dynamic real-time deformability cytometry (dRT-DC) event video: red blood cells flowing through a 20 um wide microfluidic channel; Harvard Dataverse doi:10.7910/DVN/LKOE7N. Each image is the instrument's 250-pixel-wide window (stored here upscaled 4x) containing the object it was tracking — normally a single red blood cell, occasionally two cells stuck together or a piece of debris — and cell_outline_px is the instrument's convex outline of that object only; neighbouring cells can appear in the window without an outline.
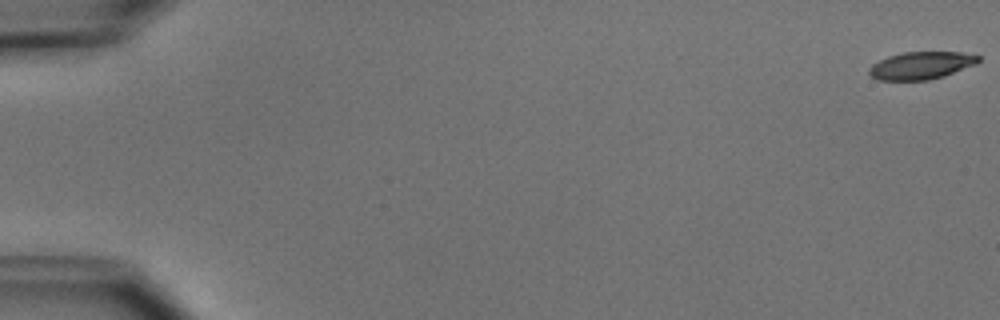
{"species": "common noctule bat (a hibernating species)", "species_latin": "Nyctalus noctula", "temperature_condition": "cold", "stored_images_in_passage": 5, "camera_frame_rate_fps": 3000, "um_per_image_px": 0.085, "animal": {"sex": "male", "body_mass_g": 15.6}, "frame": {"image": 1, "passage_image": 1, "time_ms": 0.0, "image_size_px": [1000, 320], "cell_outline_px": [[980, 60], [976, 64], [944, 76], [928, 80], [880, 80], [872, 76], [868, 72], [868, 68], [872, 64], [888, 56], [904, 52], [960, 52], [980, 56]], "centroid_in_image_um": [78.29, 5.56], "position_along_channel_um": 6.7, "area_um2": 17.46}}
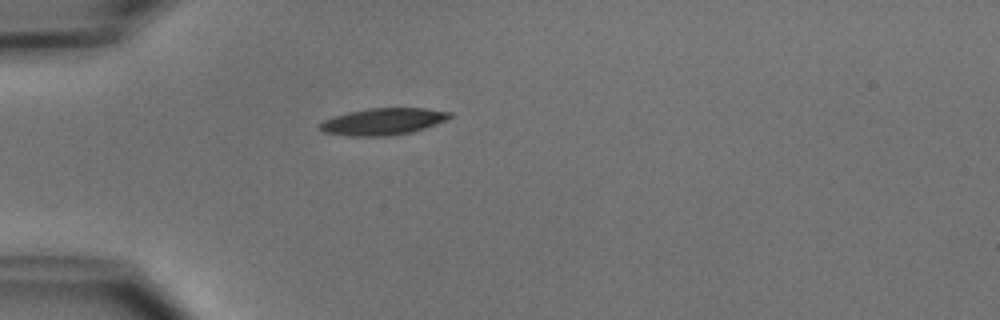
{"frame": {"image": 2, "passage_image": 5, "time_ms": 5.0, "image_size_px": [1000, 320], "cell_outline_px": [[452, 116], [444, 120], [424, 128], [412, 132], [392, 136], [352, 136], [324, 132], [320, 128], [320, 124], [324, 120], [348, 112], [368, 108], [424, 108], [452, 112]], "centroid_in_image_um": [32.57, 10.33], "position_along_channel_um": 52.4, "area_um2": 20.06}}